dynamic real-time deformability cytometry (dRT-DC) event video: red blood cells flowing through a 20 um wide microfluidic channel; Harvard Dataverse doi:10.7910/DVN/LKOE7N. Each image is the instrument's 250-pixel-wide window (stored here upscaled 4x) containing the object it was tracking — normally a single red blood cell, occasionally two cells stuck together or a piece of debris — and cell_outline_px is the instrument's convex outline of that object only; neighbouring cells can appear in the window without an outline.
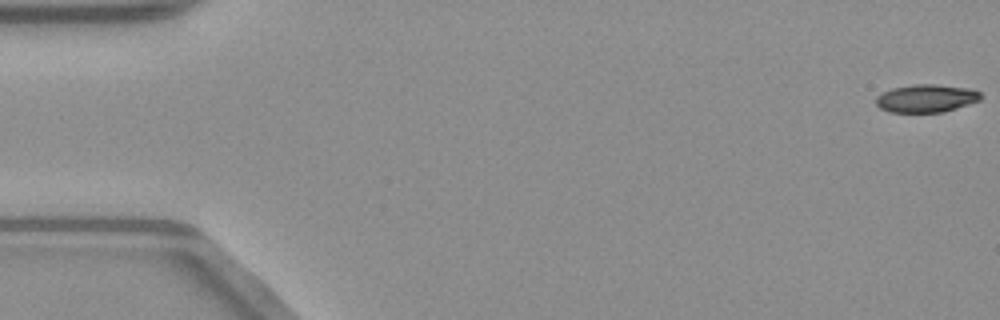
{"species": "common noctule bat (a hibernating species)", "species_latin": "Nyctalus noctula", "temperature_condition": "warm", "stored_images_in_passage": 52, "camera_frame_rate_fps": 3000, "um_per_image_px": 0.085, "animal": {"sex": "male", "body_mass_g": 23.1, "forearm_length_mm": 52.7}, "frame": {"image": 1, "passage_image": 1, "time_ms": 0.0, "image_size_px": [1000, 320], "cell_outline_px": [[980, 100], [944, 112], [888, 112], [880, 108], [876, 104], [876, 96], [892, 88], [912, 84], [936, 84], [972, 88], [980, 92]], "centroid_in_image_um": [78.72, 8.35], "position_along_channel_um": 6.3, "area_um2": 17.11}}
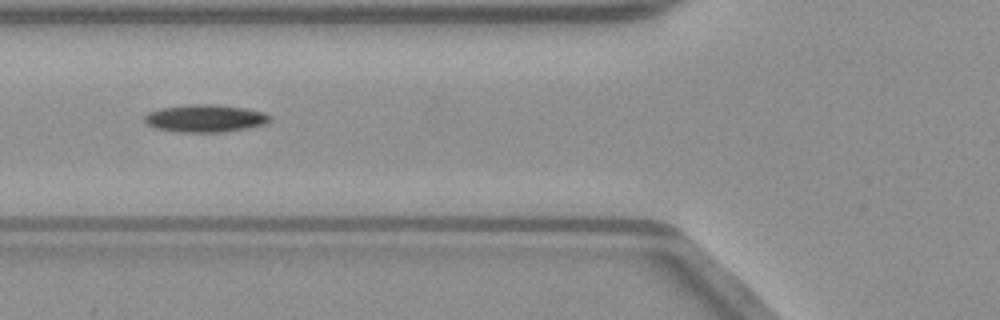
{"frame": {"image": 2, "passage_image": 20, "time_ms": 6.333, "image_size_px": [1000, 320], "cell_outline_px": [[272, 120], [264, 124], [248, 128], [220, 132], [180, 132], [152, 128], [144, 120], [144, 116], [148, 112], [160, 108], [188, 104], [212, 104], [244, 108], [264, 112], [272, 116]], "centroid_in_image_um": [17.43, 10.06], "position_along_channel_um": 108.4, "area_um2": 20.23}}
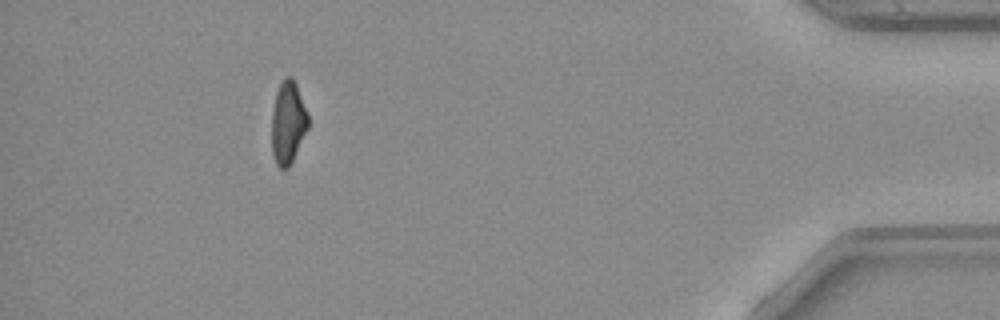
{"frame": {"image": 3, "passage_image": 47, "time_ms": 15.333, "image_size_px": [1000, 320], "cell_outline_px": [[308, 128], [288, 168], [280, 168], [276, 164], [272, 152], [272, 112], [276, 92], [284, 76], [292, 76], [296, 84], [308, 112]], "centroid_in_image_um": [24.48, 10.39], "position_along_channel_um": 410.7, "area_um2": 17.46}}